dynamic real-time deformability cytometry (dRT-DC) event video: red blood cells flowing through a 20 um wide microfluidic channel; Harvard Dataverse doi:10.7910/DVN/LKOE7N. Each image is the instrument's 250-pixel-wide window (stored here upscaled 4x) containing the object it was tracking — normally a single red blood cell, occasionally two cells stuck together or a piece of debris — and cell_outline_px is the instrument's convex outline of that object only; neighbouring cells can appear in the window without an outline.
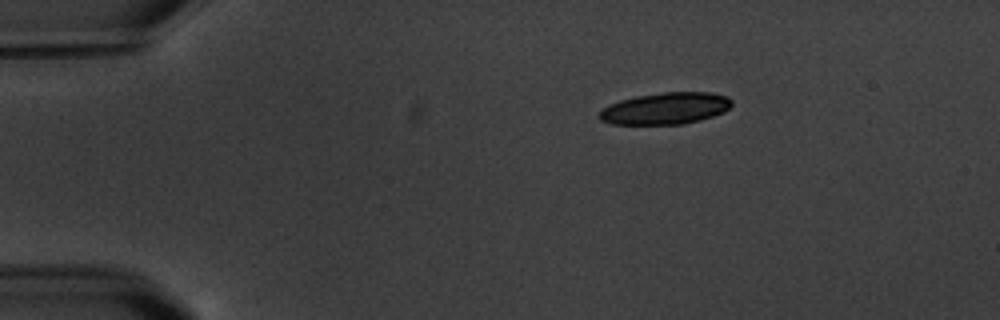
{"species": "common noctule bat (a hibernating species)", "species_latin": "Nyctalus noctula", "temperature_condition": "warm", "stored_images_in_passage": 3, "camera_frame_rate_fps": 3000, "um_per_image_px": 0.085, "animal": {"sex": "male", "body_mass_g": 20.1, "forearm_length_mm": 53.5}, "frame": {"image": 1, "passage_image": 1, "time_ms": 0.0, "image_size_px": [1000, 320], "cell_outline_px": [[732, 104], [724, 112], [700, 120], [684, 124], [612, 124], [600, 120], [600, 112], [604, 108], [620, 100], [636, 96], [664, 92], [712, 92], [728, 96], [732, 100]], "centroid_in_image_um": [56.61, 9.21], "position_along_channel_um": 28.4, "area_um2": 24.39}}